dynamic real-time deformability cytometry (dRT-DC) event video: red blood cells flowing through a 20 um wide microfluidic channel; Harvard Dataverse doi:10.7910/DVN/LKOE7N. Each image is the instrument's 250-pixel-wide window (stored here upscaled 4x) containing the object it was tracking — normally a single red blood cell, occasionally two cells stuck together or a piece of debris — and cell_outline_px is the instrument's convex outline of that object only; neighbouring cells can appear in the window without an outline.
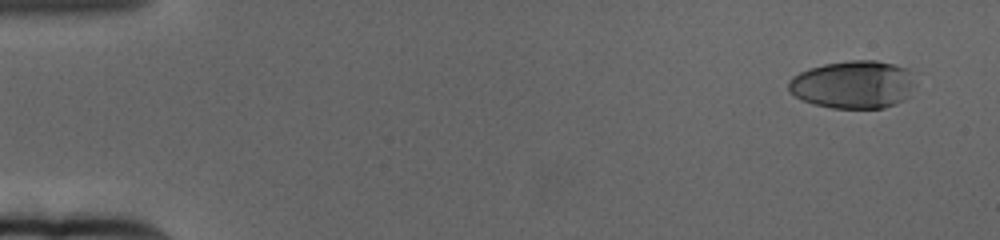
{"species": "human", "species_latin": "Homo sapiens", "temperature_condition": "cold", "stored_images_in_passage": 63, "camera_frame_rate_fps": 3000, "um_per_image_px": 0.085, "donor": {"sex": "female"}, "frame": {"image": 1, "passage_image": 1, "time_ms": 0.0, "image_size_px": [1000, 240], "cell_outline_px": [[912, 84], [908, 96], [904, 100], [884, 108], [832, 108], [812, 104], [800, 100], [788, 92], [788, 80], [792, 76], [808, 68], [824, 64], [848, 60], [876, 60], [908, 68], [912, 72]], "centroid_in_image_um": [72.46, 7.18], "position_along_channel_um": 12.5, "area_um2": 35.6}}
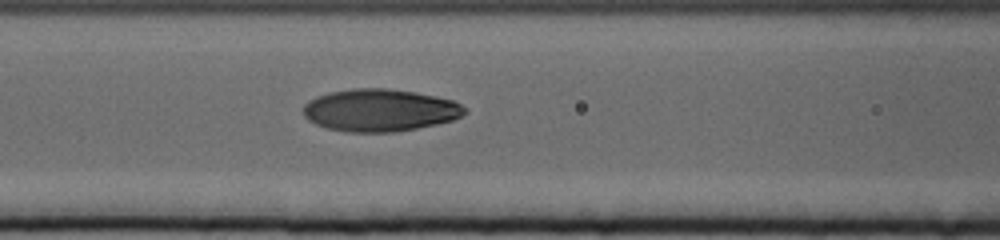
{"frame": {"image": 2, "passage_image": 26, "time_ms": 8.333, "image_size_px": [1000, 240], "cell_outline_px": [[468, 112], [452, 120], [436, 124], [416, 128], [392, 132], [348, 132], [328, 128], [316, 124], [308, 120], [304, 116], [304, 104], [308, 100], [316, 96], [328, 92], [352, 88], [388, 88], [416, 92], [436, 96], [452, 100], [468, 108]], "centroid_in_image_um": [32.28, 9.36], "position_along_channel_um": 134.3, "area_um2": 40.0}}
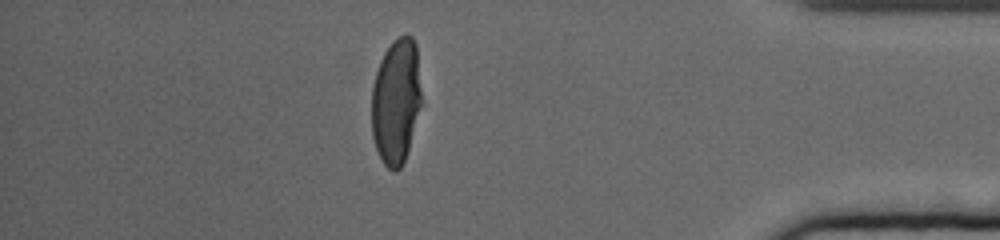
{"frame": {"image": 3, "passage_image": 55, "time_ms": 18.0, "image_size_px": [1000, 240], "cell_outline_px": [[420, 104], [408, 148], [404, 160], [400, 168], [396, 172], [392, 172], [384, 164], [376, 148], [372, 136], [372, 88], [376, 72], [380, 60], [384, 52], [400, 36], [412, 36], [416, 44], [420, 88]], "centroid_in_image_um": [33.64, 8.62], "position_along_channel_um": 401.6, "area_um2": 35.72}, "authors_computed_cell_mechanics": {"area_um2": 38.437, "velocity_mm_per_s": 3.1276, "shape_relaxation_time_tau1_ms": 4.9485, "shape_relaxation_time_tau2_ms": 1.0545, "deformation_change_tau1": 0.2282, "deformation_change_tau2": 0.053}}